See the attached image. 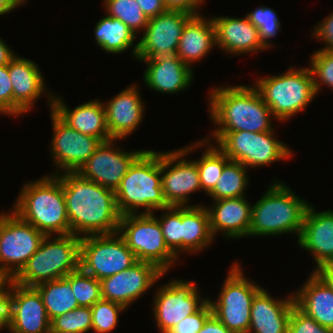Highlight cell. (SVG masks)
<instances>
[{
  "instance_id": "cell-1",
  "label": "cell",
  "mask_w": 333,
  "mask_h": 333,
  "mask_svg": "<svg viewBox=\"0 0 333 333\" xmlns=\"http://www.w3.org/2000/svg\"><path fill=\"white\" fill-rule=\"evenodd\" d=\"M55 175L62 183L71 234L83 237L118 232L121 215L115 191L83 178L78 172Z\"/></svg>"
},
{
  "instance_id": "cell-2",
  "label": "cell",
  "mask_w": 333,
  "mask_h": 333,
  "mask_svg": "<svg viewBox=\"0 0 333 333\" xmlns=\"http://www.w3.org/2000/svg\"><path fill=\"white\" fill-rule=\"evenodd\" d=\"M209 92L213 131L268 132L273 129L269 107L254 86L217 87Z\"/></svg>"
},
{
  "instance_id": "cell-3",
  "label": "cell",
  "mask_w": 333,
  "mask_h": 333,
  "mask_svg": "<svg viewBox=\"0 0 333 333\" xmlns=\"http://www.w3.org/2000/svg\"><path fill=\"white\" fill-rule=\"evenodd\" d=\"M21 189L12 211L44 235L70 234L62 183L55 174L28 182Z\"/></svg>"
},
{
  "instance_id": "cell-4",
  "label": "cell",
  "mask_w": 333,
  "mask_h": 333,
  "mask_svg": "<svg viewBox=\"0 0 333 333\" xmlns=\"http://www.w3.org/2000/svg\"><path fill=\"white\" fill-rule=\"evenodd\" d=\"M118 212L121 216L153 214L155 210L168 208L161 185V152L144 150L131 164L115 190ZM137 211V212H136Z\"/></svg>"
},
{
  "instance_id": "cell-5",
  "label": "cell",
  "mask_w": 333,
  "mask_h": 333,
  "mask_svg": "<svg viewBox=\"0 0 333 333\" xmlns=\"http://www.w3.org/2000/svg\"><path fill=\"white\" fill-rule=\"evenodd\" d=\"M273 182L260 200L252 205L249 236L296 233L299 238L310 204L279 180Z\"/></svg>"
},
{
  "instance_id": "cell-6",
  "label": "cell",
  "mask_w": 333,
  "mask_h": 333,
  "mask_svg": "<svg viewBox=\"0 0 333 333\" xmlns=\"http://www.w3.org/2000/svg\"><path fill=\"white\" fill-rule=\"evenodd\" d=\"M81 237L66 234L45 235L37 251L13 277L15 283L35 287L55 279L65 278L80 268Z\"/></svg>"
},
{
  "instance_id": "cell-7",
  "label": "cell",
  "mask_w": 333,
  "mask_h": 333,
  "mask_svg": "<svg viewBox=\"0 0 333 333\" xmlns=\"http://www.w3.org/2000/svg\"><path fill=\"white\" fill-rule=\"evenodd\" d=\"M255 88L277 121H287L303 111L316 96L311 69L288 68L281 75L258 79Z\"/></svg>"
},
{
  "instance_id": "cell-8",
  "label": "cell",
  "mask_w": 333,
  "mask_h": 333,
  "mask_svg": "<svg viewBox=\"0 0 333 333\" xmlns=\"http://www.w3.org/2000/svg\"><path fill=\"white\" fill-rule=\"evenodd\" d=\"M274 131H214L216 146L232 161L248 167L266 166L279 160L289 159L292 151L274 136Z\"/></svg>"
},
{
  "instance_id": "cell-9",
  "label": "cell",
  "mask_w": 333,
  "mask_h": 333,
  "mask_svg": "<svg viewBox=\"0 0 333 333\" xmlns=\"http://www.w3.org/2000/svg\"><path fill=\"white\" fill-rule=\"evenodd\" d=\"M118 233L138 261L154 264L162 272L178 260L166 245L158 218L154 214H130L120 217Z\"/></svg>"
},
{
  "instance_id": "cell-10",
  "label": "cell",
  "mask_w": 333,
  "mask_h": 333,
  "mask_svg": "<svg viewBox=\"0 0 333 333\" xmlns=\"http://www.w3.org/2000/svg\"><path fill=\"white\" fill-rule=\"evenodd\" d=\"M261 288L243 275L238 263H233L218 299H209L213 315L232 332L248 333L252 300Z\"/></svg>"
},
{
  "instance_id": "cell-11",
  "label": "cell",
  "mask_w": 333,
  "mask_h": 333,
  "mask_svg": "<svg viewBox=\"0 0 333 333\" xmlns=\"http://www.w3.org/2000/svg\"><path fill=\"white\" fill-rule=\"evenodd\" d=\"M137 262L135 254L118 232L81 237L80 268L99 281Z\"/></svg>"
},
{
  "instance_id": "cell-12",
  "label": "cell",
  "mask_w": 333,
  "mask_h": 333,
  "mask_svg": "<svg viewBox=\"0 0 333 333\" xmlns=\"http://www.w3.org/2000/svg\"><path fill=\"white\" fill-rule=\"evenodd\" d=\"M1 213L0 276L14 277L37 251L45 235L14 211Z\"/></svg>"
},
{
  "instance_id": "cell-13",
  "label": "cell",
  "mask_w": 333,
  "mask_h": 333,
  "mask_svg": "<svg viewBox=\"0 0 333 333\" xmlns=\"http://www.w3.org/2000/svg\"><path fill=\"white\" fill-rule=\"evenodd\" d=\"M203 139L185 148L161 152L162 192L169 206H187L191 193L202 190L197 163L184 158L195 147H205L206 139Z\"/></svg>"
},
{
  "instance_id": "cell-14",
  "label": "cell",
  "mask_w": 333,
  "mask_h": 333,
  "mask_svg": "<svg viewBox=\"0 0 333 333\" xmlns=\"http://www.w3.org/2000/svg\"><path fill=\"white\" fill-rule=\"evenodd\" d=\"M193 281L171 280L160 286L153 301L157 329L166 333L188 315L195 313L208 299H202ZM202 299V300H201Z\"/></svg>"
},
{
  "instance_id": "cell-15",
  "label": "cell",
  "mask_w": 333,
  "mask_h": 333,
  "mask_svg": "<svg viewBox=\"0 0 333 333\" xmlns=\"http://www.w3.org/2000/svg\"><path fill=\"white\" fill-rule=\"evenodd\" d=\"M193 15L179 10H167L150 18L143 37L134 45L136 59H153L176 54L182 30Z\"/></svg>"
},
{
  "instance_id": "cell-16",
  "label": "cell",
  "mask_w": 333,
  "mask_h": 333,
  "mask_svg": "<svg viewBox=\"0 0 333 333\" xmlns=\"http://www.w3.org/2000/svg\"><path fill=\"white\" fill-rule=\"evenodd\" d=\"M54 135L51 139L53 163L63 172H77L103 142L64 123L52 110Z\"/></svg>"
},
{
  "instance_id": "cell-17",
  "label": "cell",
  "mask_w": 333,
  "mask_h": 333,
  "mask_svg": "<svg viewBox=\"0 0 333 333\" xmlns=\"http://www.w3.org/2000/svg\"><path fill=\"white\" fill-rule=\"evenodd\" d=\"M115 139L102 142L77 171L83 178L115 191L131 164L144 151L125 152L114 145Z\"/></svg>"
},
{
  "instance_id": "cell-18",
  "label": "cell",
  "mask_w": 333,
  "mask_h": 333,
  "mask_svg": "<svg viewBox=\"0 0 333 333\" xmlns=\"http://www.w3.org/2000/svg\"><path fill=\"white\" fill-rule=\"evenodd\" d=\"M166 272L154 264L138 261L132 267L102 279L101 298L121 304L126 309L154 285Z\"/></svg>"
},
{
  "instance_id": "cell-19",
  "label": "cell",
  "mask_w": 333,
  "mask_h": 333,
  "mask_svg": "<svg viewBox=\"0 0 333 333\" xmlns=\"http://www.w3.org/2000/svg\"><path fill=\"white\" fill-rule=\"evenodd\" d=\"M9 312V332L50 333L51 320L35 287L22 286L14 282Z\"/></svg>"
},
{
  "instance_id": "cell-20",
  "label": "cell",
  "mask_w": 333,
  "mask_h": 333,
  "mask_svg": "<svg viewBox=\"0 0 333 333\" xmlns=\"http://www.w3.org/2000/svg\"><path fill=\"white\" fill-rule=\"evenodd\" d=\"M298 245L314 257L318 271L333 263V210L316 212L309 205L306 211Z\"/></svg>"
},
{
  "instance_id": "cell-21",
  "label": "cell",
  "mask_w": 333,
  "mask_h": 333,
  "mask_svg": "<svg viewBox=\"0 0 333 333\" xmlns=\"http://www.w3.org/2000/svg\"><path fill=\"white\" fill-rule=\"evenodd\" d=\"M36 64L30 59L17 55L8 64L13 88L14 117L28 113L34 102L47 92L44 77Z\"/></svg>"
},
{
  "instance_id": "cell-22",
  "label": "cell",
  "mask_w": 333,
  "mask_h": 333,
  "mask_svg": "<svg viewBox=\"0 0 333 333\" xmlns=\"http://www.w3.org/2000/svg\"><path fill=\"white\" fill-rule=\"evenodd\" d=\"M136 84L122 90L114 98L103 103L106 126L112 139L120 140L136 130L142 122L144 103Z\"/></svg>"
},
{
  "instance_id": "cell-23",
  "label": "cell",
  "mask_w": 333,
  "mask_h": 333,
  "mask_svg": "<svg viewBox=\"0 0 333 333\" xmlns=\"http://www.w3.org/2000/svg\"><path fill=\"white\" fill-rule=\"evenodd\" d=\"M50 109L69 127L83 134L111 140L106 126L105 108L101 101L91 100L70 110L60 97L48 93Z\"/></svg>"
},
{
  "instance_id": "cell-24",
  "label": "cell",
  "mask_w": 333,
  "mask_h": 333,
  "mask_svg": "<svg viewBox=\"0 0 333 333\" xmlns=\"http://www.w3.org/2000/svg\"><path fill=\"white\" fill-rule=\"evenodd\" d=\"M275 300L265 289L261 288L251 304V317L248 333H287L294 296Z\"/></svg>"
},
{
  "instance_id": "cell-25",
  "label": "cell",
  "mask_w": 333,
  "mask_h": 333,
  "mask_svg": "<svg viewBox=\"0 0 333 333\" xmlns=\"http://www.w3.org/2000/svg\"><path fill=\"white\" fill-rule=\"evenodd\" d=\"M136 60L147 62L143 79L154 91L165 94L179 93L193 82V70L176 54Z\"/></svg>"
},
{
  "instance_id": "cell-26",
  "label": "cell",
  "mask_w": 333,
  "mask_h": 333,
  "mask_svg": "<svg viewBox=\"0 0 333 333\" xmlns=\"http://www.w3.org/2000/svg\"><path fill=\"white\" fill-rule=\"evenodd\" d=\"M215 26L216 46L229 54H248L267 50L258 29L246 18H211Z\"/></svg>"
},
{
  "instance_id": "cell-27",
  "label": "cell",
  "mask_w": 333,
  "mask_h": 333,
  "mask_svg": "<svg viewBox=\"0 0 333 333\" xmlns=\"http://www.w3.org/2000/svg\"><path fill=\"white\" fill-rule=\"evenodd\" d=\"M210 217L212 235L223 232L225 238L249 237L252 206L246 197L220 199L206 207ZM210 208V209H209Z\"/></svg>"
},
{
  "instance_id": "cell-28",
  "label": "cell",
  "mask_w": 333,
  "mask_h": 333,
  "mask_svg": "<svg viewBox=\"0 0 333 333\" xmlns=\"http://www.w3.org/2000/svg\"><path fill=\"white\" fill-rule=\"evenodd\" d=\"M293 296L301 311L333 331V289L317 271H312Z\"/></svg>"
},
{
  "instance_id": "cell-29",
  "label": "cell",
  "mask_w": 333,
  "mask_h": 333,
  "mask_svg": "<svg viewBox=\"0 0 333 333\" xmlns=\"http://www.w3.org/2000/svg\"><path fill=\"white\" fill-rule=\"evenodd\" d=\"M216 46L215 26L212 19L193 15L185 24L179 40L177 57L186 65L202 60Z\"/></svg>"
},
{
  "instance_id": "cell-30",
  "label": "cell",
  "mask_w": 333,
  "mask_h": 333,
  "mask_svg": "<svg viewBox=\"0 0 333 333\" xmlns=\"http://www.w3.org/2000/svg\"><path fill=\"white\" fill-rule=\"evenodd\" d=\"M215 239L206 206H182V251L199 252Z\"/></svg>"
},
{
  "instance_id": "cell-31",
  "label": "cell",
  "mask_w": 333,
  "mask_h": 333,
  "mask_svg": "<svg viewBox=\"0 0 333 333\" xmlns=\"http://www.w3.org/2000/svg\"><path fill=\"white\" fill-rule=\"evenodd\" d=\"M97 45L107 53L117 54L132 48L136 34L117 18L106 15L98 21L94 30Z\"/></svg>"
},
{
  "instance_id": "cell-32",
  "label": "cell",
  "mask_w": 333,
  "mask_h": 333,
  "mask_svg": "<svg viewBox=\"0 0 333 333\" xmlns=\"http://www.w3.org/2000/svg\"><path fill=\"white\" fill-rule=\"evenodd\" d=\"M35 288L42 297L50 320L79 307L71 283L66 278L46 281L36 285Z\"/></svg>"
},
{
  "instance_id": "cell-33",
  "label": "cell",
  "mask_w": 333,
  "mask_h": 333,
  "mask_svg": "<svg viewBox=\"0 0 333 333\" xmlns=\"http://www.w3.org/2000/svg\"><path fill=\"white\" fill-rule=\"evenodd\" d=\"M247 168L230 160L222 171L214 189L208 194L212 201L243 197L248 185Z\"/></svg>"
},
{
  "instance_id": "cell-34",
  "label": "cell",
  "mask_w": 333,
  "mask_h": 333,
  "mask_svg": "<svg viewBox=\"0 0 333 333\" xmlns=\"http://www.w3.org/2000/svg\"><path fill=\"white\" fill-rule=\"evenodd\" d=\"M210 139L212 138H206L208 148L206 147L200 159L194 160L197 163L201 188L207 195L214 189L224 166L230 161L216 145L208 144Z\"/></svg>"
},
{
  "instance_id": "cell-35",
  "label": "cell",
  "mask_w": 333,
  "mask_h": 333,
  "mask_svg": "<svg viewBox=\"0 0 333 333\" xmlns=\"http://www.w3.org/2000/svg\"><path fill=\"white\" fill-rule=\"evenodd\" d=\"M107 15L122 21L133 32L144 31L149 19L136 0H104Z\"/></svg>"
},
{
  "instance_id": "cell-36",
  "label": "cell",
  "mask_w": 333,
  "mask_h": 333,
  "mask_svg": "<svg viewBox=\"0 0 333 333\" xmlns=\"http://www.w3.org/2000/svg\"><path fill=\"white\" fill-rule=\"evenodd\" d=\"M71 283V289L79 306L91 307L101 298V282L81 268L65 277Z\"/></svg>"
},
{
  "instance_id": "cell-37",
  "label": "cell",
  "mask_w": 333,
  "mask_h": 333,
  "mask_svg": "<svg viewBox=\"0 0 333 333\" xmlns=\"http://www.w3.org/2000/svg\"><path fill=\"white\" fill-rule=\"evenodd\" d=\"M92 330L90 307L79 306L51 320L50 333H86Z\"/></svg>"
},
{
  "instance_id": "cell-38",
  "label": "cell",
  "mask_w": 333,
  "mask_h": 333,
  "mask_svg": "<svg viewBox=\"0 0 333 333\" xmlns=\"http://www.w3.org/2000/svg\"><path fill=\"white\" fill-rule=\"evenodd\" d=\"M158 218L167 247L177 256L182 251V206H169Z\"/></svg>"
},
{
  "instance_id": "cell-39",
  "label": "cell",
  "mask_w": 333,
  "mask_h": 333,
  "mask_svg": "<svg viewBox=\"0 0 333 333\" xmlns=\"http://www.w3.org/2000/svg\"><path fill=\"white\" fill-rule=\"evenodd\" d=\"M92 331L96 333H109L117 326L119 313L125 311L121 304L101 299L91 307Z\"/></svg>"
},
{
  "instance_id": "cell-40",
  "label": "cell",
  "mask_w": 333,
  "mask_h": 333,
  "mask_svg": "<svg viewBox=\"0 0 333 333\" xmlns=\"http://www.w3.org/2000/svg\"><path fill=\"white\" fill-rule=\"evenodd\" d=\"M246 18L258 29L263 45L267 49L273 46L270 40L281 29L276 12L269 7L262 6L248 13Z\"/></svg>"
},
{
  "instance_id": "cell-41",
  "label": "cell",
  "mask_w": 333,
  "mask_h": 333,
  "mask_svg": "<svg viewBox=\"0 0 333 333\" xmlns=\"http://www.w3.org/2000/svg\"><path fill=\"white\" fill-rule=\"evenodd\" d=\"M316 96L322 84L333 89V51L319 49L310 57Z\"/></svg>"
},
{
  "instance_id": "cell-42",
  "label": "cell",
  "mask_w": 333,
  "mask_h": 333,
  "mask_svg": "<svg viewBox=\"0 0 333 333\" xmlns=\"http://www.w3.org/2000/svg\"><path fill=\"white\" fill-rule=\"evenodd\" d=\"M212 314L213 310L208 298L195 313L185 317L166 333H198Z\"/></svg>"
},
{
  "instance_id": "cell-43",
  "label": "cell",
  "mask_w": 333,
  "mask_h": 333,
  "mask_svg": "<svg viewBox=\"0 0 333 333\" xmlns=\"http://www.w3.org/2000/svg\"><path fill=\"white\" fill-rule=\"evenodd\" d=\"M287 333H333V331L320 325L294 305Z\"/></svg>"
},
{
  "instance_id": "cell-44",
  "label": "cell",
  "mask_w": 333,
  "mask_h": 333,
  "mask_svg": "<svg viewBox=\"0 0 333 333\" xmlns=\"http://www.w3.org/2000/svg\"><path fill=\"white\" fill-rule=\"evenodd\" d=\"M0 113L13 116V88L8 65L0 66Z\"/></svg>"
},
{
  "instance_id": "cell-45",
  "label": "cell",
  "mask_w": 333,
  "mask_h": 333,
  "mask_svg": "<svg viewBox=\"0 0 333 333\" xmlns=\"http://www.w3.org/2000/svg\"><path fill=\"white\" fill-rule=\"evenodd\" d=\"M13 283V277L0 276V330L9 328L10 295Z\"/></svg>"
},
{
  "instance_id": "cell-46",
  "label": "cell",
  "mask_w": 333,
  "mask_h": 333,
  "mask_svg": "<svg viewBox=\"0 0 333 333\" xmlns=\"http://www.w3.org/2000/svg\"><path fill=\"white\" fill-rule=\"evenodd\" d=\"M312 35L324 42L325 47L321 49L333 51V12L318 23Z\"/></svg>"
},
{
  "instance_id": "cell-47",
  "label": "cell",
  "mask_w": 333,
  "mask_h": 333,
  "mask_svg": "<svg viewBox=\"0 0 333 333\" xmlns=\"http://www.w3.org/2000/svg\"><path fill=\"white\" fill-rule=\"evenodd\" d=\"M204 0H164L168 10H179L192 15L200 14L198 11Z\"/></svg>"
},
{
  "instance_id": "cell-48",
  "label": "cell",
  "mask_w": 333,
  "mask_h": 333,
  "mask_svg": "<svg viewBox=\"0 0 333 333\" xmlns=\"http://www.w3.org/2000/svg\"><path fill=\"white\" fill-rule=\"evenodd\" d=\"M136 2L140 5L142 12L148 19L156 17L168 10L164 0H136Z\"/></svg>"
},
{
  "instance_id": "cell-49",
  "label": "cell",
  "mask_w": 333,
  "mask_h": 333,
  "mask_svg": "<svg viewBox=\"0 0 333 333\" xmlns=\"http://www.w3.org/2000/svg\"><path fill=\"white\" fill-rule=\"evenodd\" d=\"M198 333H234L222 324L213 314L206 320Z\"/></svg>"
},
{
  "instance_id": "cell-50",
  "label": "cell",
  "mask_w": 333,
  "mask_h": 333,
  "mask_svg": "<svg viewBox=\"0 0 333 333\" xmlns=\"http://www.w3.org/2000/svg\"><path fill=\"white\" fill-rule=\"evenodd\" d=\"M15 56L12 49L0 38V66L8 65Z\"/></svg>"
},
{
  "instance_id": "cell-51",
  "label": "cell",
  "mask_w": 333,
  "mask_h": 333,
  "mask_svg": "<svg viewBox=\"0 0 333 333\" xmlns=\"http://www.w3.org/2000/svg\"><path fill=\"white\" fill-rule=\"evenodd\" d=\"M333 289V263L322 266L317 271Z\"/></svg>"
},
{
  "instance_id": "cell-52",
  "label": "cell",
  "mask_w": 333,
  "mask_h": 333,
  "mask_svg": "<svg viewBox=\"0 0 333 333\" xmlns=\"http://www.w3.org/2000/svg\"><path fill=\"white\" fill-rule=\"evenodd\" d=\"M16 8L17 6L13 3L12 0H0V16L7 14Z\"/></svg>"
},
{
  "instance_id": "cell-53",
  "label": "cell",
  "mask_w": 333,
  "mask_h": 333,
  "mask_svg": "<svg viewBox=\"0 0 333 333\" xmlns=\"http://www.w3.org/2000/svg\"><path fill=\"white\" fill-rule=\"evenodd\" d=\"M12 1L17 7H20L23 3H26L27 0H12Z\"/></svg>"
}]
</instances>
